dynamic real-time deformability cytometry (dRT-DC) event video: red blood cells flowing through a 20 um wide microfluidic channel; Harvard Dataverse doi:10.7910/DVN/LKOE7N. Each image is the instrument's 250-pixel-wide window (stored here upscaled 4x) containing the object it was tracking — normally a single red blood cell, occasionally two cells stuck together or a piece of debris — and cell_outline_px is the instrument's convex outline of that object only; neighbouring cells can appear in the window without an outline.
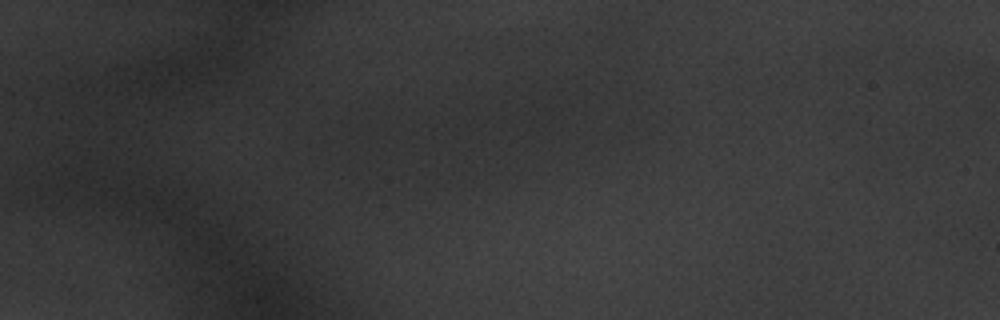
{"species": "common noctule bat (a hibernating species)", "species_latin": "Nyctalus noctula", "temperature_condition": "warm", "stored_images_in_passage": 5, "camera_frame_rate_fps": 3000, "um_per_image_px": 0.085, "animal": {"sex": "male", "body_mass_g": 20.1, "forearm_length_mm": 53.5}, "frame": {"image": 1, "passage_image": 1, "time_ms": 0.0, "image_size_px": [1000, 320], "cell_outline_px": [[896, 76], [888, 80], [844, 76], [832, 72], [836, 52], [840, 48], [892, 40], [896, 48]], "centroid_in_image_um": [73.71, 5.19], "position_along_channel_um": 11.3, "area_um2": 14.68}}
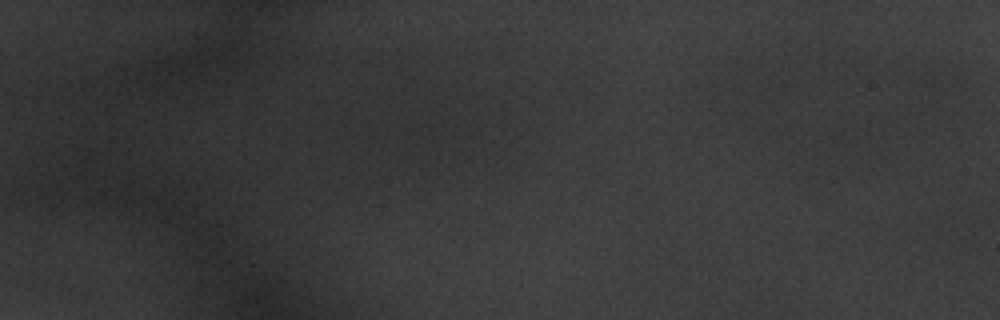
{"frame": {"image": 2, "passage_image": 4, "time_ms": 1.0, "image_size_px": [1000, 320], "cell_outline_px": [[124, 148], [116, 164], [64, 168], [40, 164], [40, 156], [52, 136], [108, 128], [124, 140]], "centroid_in_image_um": [7.08, 12.7], "position_along_channel_um": 77.9, "area_um2": 18.61}}